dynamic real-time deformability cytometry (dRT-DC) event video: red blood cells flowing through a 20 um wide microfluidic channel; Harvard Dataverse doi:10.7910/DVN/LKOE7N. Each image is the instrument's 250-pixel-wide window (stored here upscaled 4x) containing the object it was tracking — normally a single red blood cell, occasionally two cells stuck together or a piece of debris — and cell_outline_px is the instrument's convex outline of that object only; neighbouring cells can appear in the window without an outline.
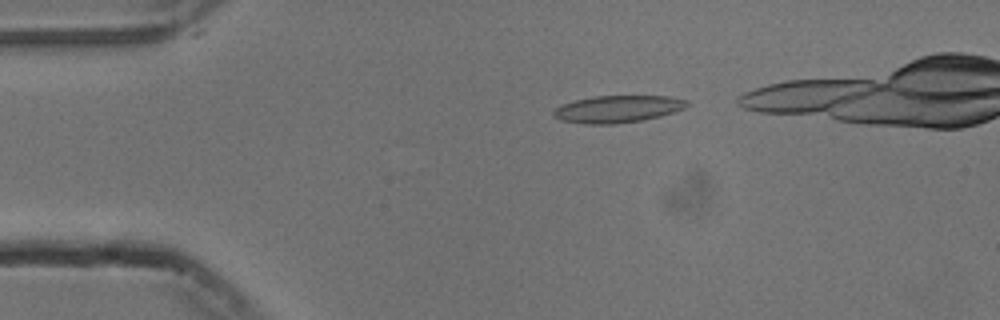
{"species": "common noctule bat (a hibernating species)", "species_latin": "Nyctalus noctula", "temperature_condition": "cold", "stored_images_in_passage": 39, "camera_frame_rate_fps": 3000, "um_per_image_px": 0.085, "animal": {"sex": "male", "body_mass_g": 13.3}, "frame": {"image": 1, "passage_image": 3, "time_ms": 0.667, "image_size_px": [1000, 320], "cell_outline_px": [[688, 104], [684, 108], [660, 116], [644, 120], [616, 124], [584, 124], [560, 120], [552, 116], [552, 112], [556, 108], [564, 104], [576, 100], [592, 96], [668, 96], [688, 100]], "centroid_in_image_um": [52.48, 9.27], "position_along_channel_um": 32.5, "area_um2": 21.1}}
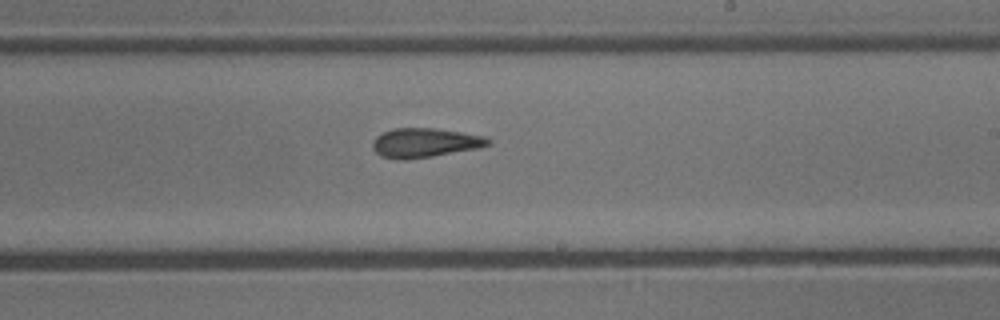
{"frame": {"image": 2, "passage_image": 24, "time_ms": 7.667, "image_size_px": [1000, 320], "cell_outline_px": [[492, 144], [480, 148], [432, 156], [404, 160], [400, 160], [380, 156], [372, 148], [372, 140], [376, 136], [392, 128], [432, 128], [460, 132], [484, 136], [492, 140]], "centroid_in_image_um": [36.11, 12.14], "position_along_channel_um": 252.9, "area_um2": 19.83}}
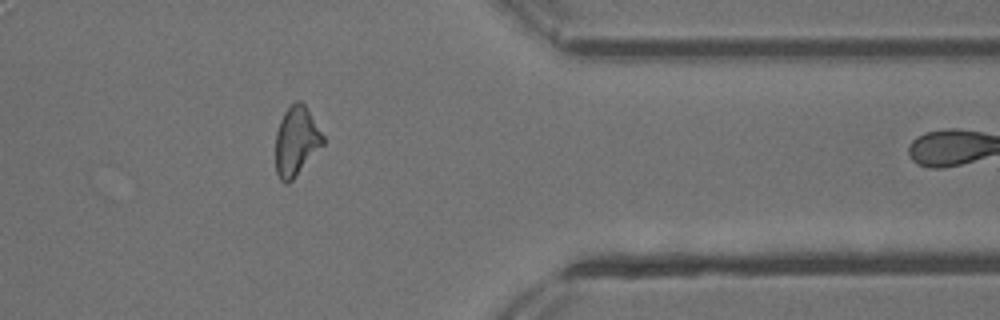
{"frame": {"image": 3, "passage_image": 36, "time_ms": 11.667, "image_size_px": [1000, 320], "cell_outline_px": [[324, 144], [292, 180], [288, 184], [284, 184], [280, 180], [276, 172], [276, 132], [280, 120], [284, 112], [296, 100], [300, 100], [304, 104], [324, 136]], "centroid_in_image_um": [25.17, 12.01], "position_along_channel_um": 386.2, "area_um2": 19.02}, "authors_computed_cell_mechanics": {"area_um2": 19.5942, "velocity_mm_per_s": 3.768, "shape_relaxation_time_tau1_ms": null, "shape_relaxation_time_tau2_ms": 3.6525, "deformation_change_tau1": null, "deformation_change_tau2": 0.1377}}